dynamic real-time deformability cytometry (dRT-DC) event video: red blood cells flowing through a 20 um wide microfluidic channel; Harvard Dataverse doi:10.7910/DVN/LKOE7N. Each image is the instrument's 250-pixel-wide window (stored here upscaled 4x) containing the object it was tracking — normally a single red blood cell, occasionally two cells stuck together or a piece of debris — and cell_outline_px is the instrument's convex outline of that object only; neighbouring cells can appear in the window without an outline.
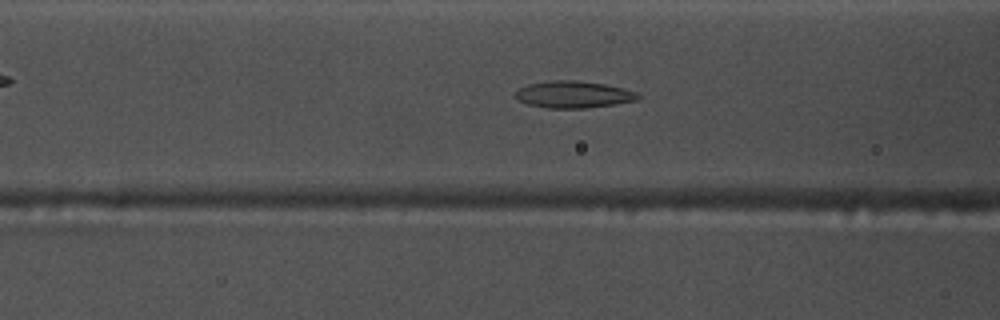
{"species": "common noctule bat (a hibernating species)", "species_latin": "Nyctalus noctula", "temperature_condition": "warm", "stored_images_in_passage": 53, "camera_frame_rate_fps": 3000, "um_per_image_px": 0.085, "animal": {"sex": "male", "body_mass_g": 17.5, "forearm_length_mm": 52.3}, "frame": {"image": 1, "passage_image": 20, "time_ms": 6.333, "image_size_px": [1000, 320], "cell_outline_px": [[640, 96], [636, 100], [588, 108], [548, 108], [528, 104], [516, 100], [516, 92], [520, 88], [528, 84], [548, 80], [576, 80], [604, 84], [636, 92]], "centroid_in_image_um": [48.69, 8.03], "position_along_channel_um": 117.9, "area_um2": 19.02}}
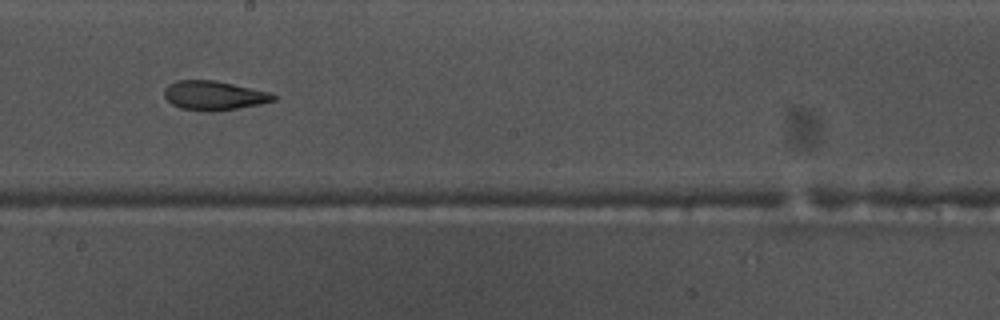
{"frame": {"image": 2, "passage_image": 29, "time_ms": 9.333, "image_size_px": [1000, 320], "cell_outline_px": [[276, 100], [260, 104], [216, 112], [204, 112], [180, 108], [172, 104], [164, 96], [164, 88], [168, 84], [176, 80], [216, 80], [272, 92], [276, 96]], "centroid_in_image_um": [18.19, 8.12], "position_along_channel_um": 230.0, "area_um2": 18.96}}
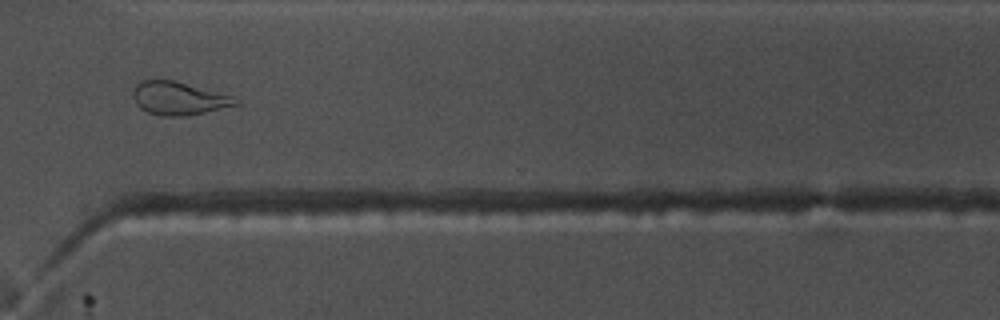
{"frame": {"image": 3, "passage_image": 39, "time_ms": 12.667, "image_size_px": [1000, 320], "cell_outline_px": [[240, 104], [204, 112], [184, 116], [160, 116], [148, 112], [140, 108], [136, 104], [132, 96], [132, 92], [136, 84], [140, 80], [172, 80], [232, 96], [240, 100]], "centroid_in_image_um": [15.15, 8.36], "position_along_channel_um": 355.5, "area_um2": 19.65}, "authors_computed_cell_mechanics": {"area_um2": 20.519, "velocity_mm_per_s": 3.7514, "shape_relaxation_time_tau1_ms": null, "shape_relaxation_time_tau2_ms": 3.0756, "deformation_change_tau1": null, "deformation_change_tau2": 0.1137}}